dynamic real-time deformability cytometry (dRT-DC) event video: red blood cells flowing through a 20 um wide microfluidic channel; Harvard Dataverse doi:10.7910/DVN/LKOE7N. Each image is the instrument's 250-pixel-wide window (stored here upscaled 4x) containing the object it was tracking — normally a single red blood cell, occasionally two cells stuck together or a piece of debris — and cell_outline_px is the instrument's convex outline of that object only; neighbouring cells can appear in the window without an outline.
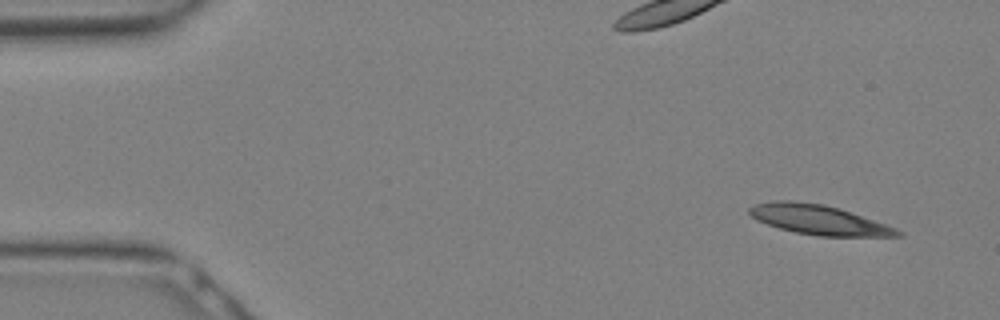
{"species": "Egyptian fruit bat (a non-hibernating species)", "species_latin": "Rousettus aegyptiacus", "temperature_condition": "warm", "stored_images_in_passage": 13, "camera_frame_rate_fps": 3000, "um_per_image_px": 0.085, "animal": {"sex": "female"}, "frame": {"image": 1, "passage_image": 1, "time_ms": 0.0, "image_size_px": [1000, 320], "cell_outline_px": [[904, 236], [820, 236], [796, 232], [780, 228], [756, 220], [748, 212], [748, 208], [752, 204], [776, 200], [792, 200], [824, 204], [840, 208], [896, 228], [904, 232]], "centroid_in_image_um": [69.58, 18.66], "position_along_channel_um": 15.4, "area_um2": 25.61}}
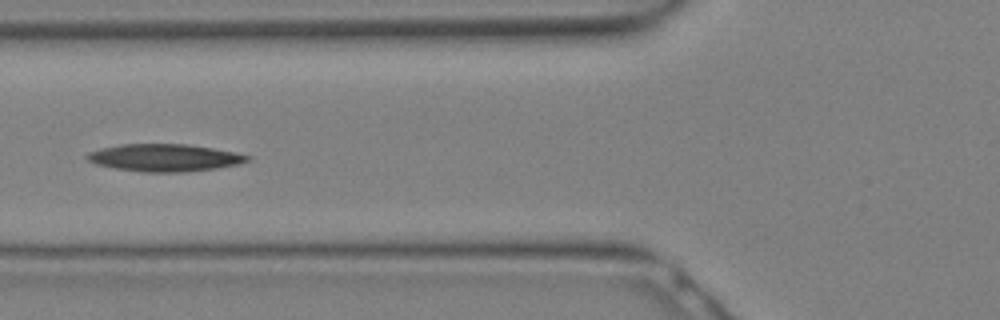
{"frame": {"image": 2, "passage_image": 10, "time_ms": 3.0, "image_size_px": [1000, 320], "cell_outline_px": [[252, 156], [248, 160], [240, 164], [216, 168], [184, 172], [144, 172], [116, 168], [96, 164], [88, 160], [84, 156], [88, 152], [100, 148], [120, 144], [188, 144], [236, 152]], "centroid_in_image_um": [13.98, 13.4], "position_along_channel_um": 111.8, "area_um2": 25.61}}
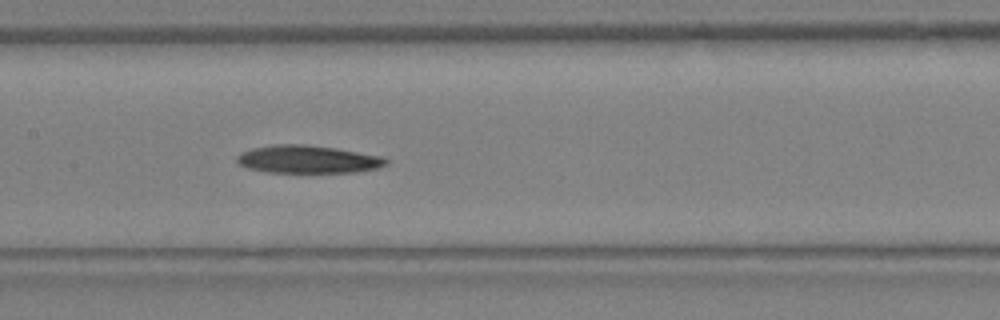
{"frame": {"image": 3, "passage_image": 13, "time_ms": 4.0, "image_size_px": [1000, 320], "cell_outline_px": [[388, 164], [380, 168], [356, 172], [268, 172], [248, 168], [240, 164], [236, 160], [236, 156], [240, 152], [252, 148], [272, 144], [304, 144], [336, 148], [384, 156], [388, 160]], "centroid_in_image_um": [26.2, 13.53], "position_along_channel_um": 181.2, "area_um2": 24.39}}